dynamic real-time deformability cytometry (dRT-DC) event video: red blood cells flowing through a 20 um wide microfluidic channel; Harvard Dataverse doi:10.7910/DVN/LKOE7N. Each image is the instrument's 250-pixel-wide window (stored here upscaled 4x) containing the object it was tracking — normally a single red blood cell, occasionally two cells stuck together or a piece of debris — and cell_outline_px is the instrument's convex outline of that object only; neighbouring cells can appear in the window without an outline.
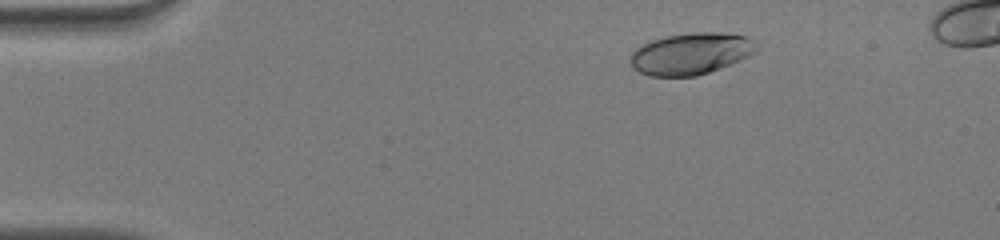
{"species": "human", "species_latin": "Homo sapiens", "temperature_condition": "warm", "stored_images_in_passage": 16, "camera_frame_rate_fps": 3000, "um_per_image_px": 0.085, "donor": {"sex": "male"}, "frame": {"image": 1, "passage_image": 7, "time_ms": 2.0, "image_size_px": [1000, 240], "cell_outline_px": [[760, 48], [756, 52], [740, 60], [720, 68], [696, 76], [648, 76], [632, 68], [628, 60], [628, 56], [640, 44], [664, 36], [692, 32], [720, 32], [748, 36], [756, 40]], "centroid_in_image_um": [58.72, 4.55], "position_along_channel_um": 26.3, "area_um2": 31.21}}